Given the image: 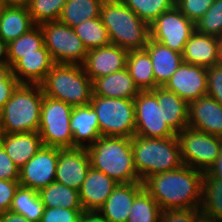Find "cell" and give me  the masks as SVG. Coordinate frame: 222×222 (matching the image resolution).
Returning a JSON list of instances; mask_svg holds the SVG:
<instances>
[{
  "label": "cell",
  "mask_w": 222,
  "mask_h": 222,
  "mask_svg": "<svg viewBox=\"0 0 222 222\" xmlns=\"http://www.w3.org/2000/svg\"><path fill=\"white\" fill-rule=\"evenodd\" d=\"M43 97L40 84H20L0 111V133L38 132Z\"/></svg>",
  "instance_id": "277c9868"
},
{
  "label": "cell",
  "mask_w": 222,
  "mask_h": 222,
  "mask_svg": "<svg viewBox=\"0 0 222 222\" xmlns=\"http://www.w3.org/2000/svg\"><path fill=\"white\" fill-rule=\"evenodd\" d=\"M5 5L3 3V0H0V13L4 9Z\"/></svg>",
  "instance_id": "f5cc1de1"
},
{
  "label": "cell",
  "mask_w": 222,
  "mask_h": 222,
  "mask_svg": "<svg viewBox=\"0 0 222 222\" xmlns=\"http://www.w3.org/2000/svg\"><path fill=\"white\" fill-rule=\"evenodd\" d=\"M144 49L152 61L155 88L164 86L182 64V54L151 38Z\"/></svg>",
  "instance_id": "cb8c5ba5"
},
{
  "label": "cell",
  "mask_w": 222,
  "mask_h": 222,
  "mask_svg": "<svg viewBox=\"0 0 222 222\" xmlns=\"http://www.w3.org/2000/svg\"><path fill=\"white\" fill-rule=\"evenodd\" d=\"M201 213L200 208L161 211L159 222H196Z\"/></svg>",
  "instance_id": "7bdbcfd3"
},
{
  "label": "cell",
  "mask_w": 222,
  "mask_h": 222,
  "mask_svg": "<svg viewBox=\"0 0 222 222\" xmlns=\"http://www.w3.org/2000/svg\"><path fill=\"white\" fill-rule=\"evenodd\" d=\"M83 209L45 208L40 222H79Z\"/></svg>",
  "instance_id": "60d3db41"
},
{
  "label": "cell",
  "mask_w": 222,
  "mask_h": 222,
  "mask_svg": "<svg viewBox=\"0 0 222 222\" xmlns=\"http://www.w3.org/2000/svg\"><path fill=\"white\" fill-rule=\"evenodd\" d=\"M73 29L87 51L111 44L108 31L100 17L82 21L79 25L73 27Z\"/></svg>",
  "instance_id": "836d02e7"
},
{
  "label": "cell",
  "mask_w": 222,
  "mask_h": 222,
  "mask_svg": "<svg viewBox=\"0 0 222 222\" xmlns=\"http://www.w3.org/2000/svg\"><path fill=\"white\" fill-rule=\"evenodd\" d=\"M143 188V182L117 184L98 211L109 222H127L134 199Z\"/></svg>",
  "instance_id": "ffe728a7"
},
{
  "label": "cell",
  "mask_w": 222,
  "mask_h": 222,
  "mask_svg": "<svg viewBox=\"0 0 222 222\" xmlns=\"http://www.w3.org/2000/svg\"><path fill=\"white\" fill-rule=\"evenodd\" d=\"M35 25L27 7L5 6L0 13V38L8 44Z\"/></svg>",
  "instance_id": "4316f807"
},
{
  "label": "cell",
  "mask_w": 222,
  "mask_h": 222,
  "mask_svg": "<svg viewBox=\"0 0 222 222\" xmlns=\"http://www.w3.org/2000/svg\"><path fill=\"white\" fill-rule=\"evenodd\" d=\"M70 130L73 134V148H87L101 137L97 114L90 104L73 107Z\"/></svg>",
  "instance_id": "603a6c76"
},
{
  "label": "cell",
  "mask_w": 222,
  "mask_h": 222,
  "mask_svg": "<svg viewBox=\"0 0 222 222\" xmlns=\"http://www.w3.org/2000/svg\"><path fill=\"white\" fill-rule=\"evenodd\" d=\"M2 215H3V211L0 210V222H1Z\"/></svg>",
  "instance_id": "db71d44e"
},
{
  "label": "cell",
  "mask_w": 222,
  "mask_h": 222,
  "mask_svg": "<svg viewBox=\"0 0 222 222\" xmlns=\"http://www.w3.org/2000/svg\"><path fill=\"white\" fill-rule=\"evenodd\" d=\"M44 45V36L40 25H35L28 32L7 44L8 61L12 67L24 54L38 53Z\"/></svg>",
  "instance_id": "d6a6232c"
},
{
  "label": "cell",
  "mask_w": 222,
  "mask_h": 222,
  "mask_svg": "<svg viewBox=\"0 0 222 222\" xmlns=\"http://www.w3.org/2000/svg\"><path fill=\"white\" fill-rule=\"evenodd\" d=\"M188 127L222 137V105L206 95L189 103Z\"/></svg>",
  "instance_id": "e0dca14e"
},
{
  "label": "cell",
  "mask_w": 222,
  "mask_h": 222,
  "mask_svg": "<svg viewBox=\"0 0 222 222\" xmlns=\"http://www.w3.org/2000/svg\"><path fill=\"white\" fill-rule=\"evenodd\" d=\"M183 61L205 68L221 63L220 40L218 37L203 34L196 30L192 33L182 53Z\"/></svg>",
  "instance_id": "ac0fdd59"
},
{
  "label": "cell",
  "mask_w": 222,
  "mask_h": 222,
  "mask_svg": "<svg viewBox=\"0 0 222 222\" xmlns=\"http://www.w3.org/2000/svg\"><path fill=\"white\" fill-rule=\"evenodd\" d=\"M44 36V46L57 64L82 65L87 55L81 39L74 29L60 21L40 25Z\"/></svg>",
  "instance_id": "9c48e42d"
},
{
  "label": "cell",
  "mask_w": 222,
  "mask_h": 222,
  "mask_svg": "<svg viewBox=\"0 0 222 222\" xmlns=\"http://www.w3.org/2000/svg\"><path fill=\"white\" fill-rule=\"evenodd\" d=\"M79 222H109L98 210L83 211Z\"/></svg>",
  "instance_id": "bcb514c9"
},
{
  "label": "cell",
  "mask_w": 222,
  "mask_h": 222,
  "mask_svg": "<svg viewBox=\"0 0 222 222\" xmlns=\"http://www.w3.org/2000/svg\"><path fill=\"white\" fill-rule=\"evenodd\" d=\"M215 0H176L175 6L189 20L196 23L212 6Z\"/></svg>",
  "instance_id": "f35d334b"
},
{
  "label": "cell",
  "mask_w": 222,
  "mask_h": 222,
  "mask_svg": "<svg viewBox=\"0 0 222 222\" xmlns=\"http://www.w3.org/2000/svg\"><path fill=\"white\" fill-rule=\"evenodd\" d=\"M204 173L185 164L143 181L162 211L201 208Z\"/></svg>",
  "instance_id": "6da1fadb"
},
{
  "label": "cell",
  "mask_w": 222,
  "mask_h": 222,
  "mask_svg": "<svg viewBox=\"0 0 222 222\" xmlns=\"http://www.w3.org/2000/svg\"><path fill=\"white\" fill-rule=\"evenodd\" d=\"M67 0H30L29 14L36 25L59 21Z\"/></svg>",
  "instance_id": "8d00e7d4"
},
{
  "label": "cell",
  "mask_w": 222,
  "mask_h": 222,
  "mask_svg": "<svg viewBox=\"0 0 222 222\" xmlns=\"http://www.w3.org/2000/svg\"><path fill=\"white\" fill-rule=\"evenodd\" d=\"M9 65L7 43L3 42L0 38V66Z\"/></svg>",
  "instance_id": "681fc988"
},
{
  "label": "cell",
  "mask_w": 222,
  "mask_h": 222,
  "mask_svg": "<svg viewBox=\"0 0 222 222\" xmlns=\"http://www.w3.org/2000/svg\"><path fill=\"white\" fill-rule=\"evenodd\" d=\"M194 31L195 23L182 14L176 6L161 13L150 24L151 39L181 54Z\"/></svg>",
  "instance_id": "7c38bea8"
},
{
  "label": "cell",
  "mask_w": 222,
  "mask_h": 222,
  "mask_svg": "<svg viewBox=\"0 0 222 222\" xmlns=\"http://www.w3.org/2000/svg\"><path fill=\"white\" fill-rule=\"evenodd\" d=\"M20 170L0 144V180L19 181Z\"/></svg>",
  "instance_id": "ee69618b"
},
{
  "label": "cell",
  "mask_w": 222,
  "mask_h": 222,
  "mask_svg": "<svg viewBox=\"0 0 222 222\" xmlns=\"http://www.w3.org/2000/svg\"><path fill=\"white\" fill-rule=\"evenodd\" d=\"M201 211L222 222V178L204 172Z\"/></svg>",
  "instance_id": "1f68e13d"
},
{
  "label": "cell",
  "mask_w": 222,
  "mask_h": 222,
  "mask_svg": "<svg viewBox=\"0 0 222 222\" xmlns=\"http://www.w3.org/2000/svg\"><path fill=\"white\" fill-rule=\"evenodd\" d=\"M59 148L42 146L20 170V186L40 191L55 182Z\"/></svg>",
  "instance_id": "4fadbf2b"
},
{
  "label": "cell",
  "mask_w": 222,
  "mask_h": 222,
  "mask_svg": "<svg viewBox=\"0 0 222 222\" xmlns=\"http://www.w3.org/2000/svg\"><path fill=\"white\" fill-rule=\"evenodd\" d=\"M5 6L28 7L30 0H3Z\"/></svg>",
  "instance_id": "f907efd6"
},
{
  "label": "cell",
  "mask_w": 222,
  "mask_h": 222,
  "mask_svg": "<svg viewBox=\"0 0 222 222\" xmlns=\"http://www.w3.org/2000/svg\"><path fill=\"white\" fill-rule=\"evenodd\" d=\"M161 208L143 188L135 197L127 222H159Z\"/></svg>",
  "instance_id": "e575fe53"
},
{
  "label": "cell",
  "mask_w": 222,
  "mask_h": 222,
  "mask_svg": "<svg viewBox=\"0 0 222 222\" xmlns=\"http://www.w3.org/2000/svg\"><path fill=\"white\" fill-rule=\"evenodd\" d=\"M139 92L127 68L93 81V96L134 99Z\"/></svg>",
  "instance_id": "d4e9b609"
},
{
  "label": "cell",
  "mask_w": 222,
  "mask_h": 222,
  "mask_svg": "<svg viewBox=\"0 0 222 222\" xmlns=\"http://www.w3.org/2000/svg\"><path fill=\"white\" fill-rule=\"evenodd\" d=\"M101 136L132 138L135 135L134 99L92 96Z\"/></svg>",
  "instance_id": "52a82bcc"
},
{
  "label": "cell",
  "mask_w": 222,
  "mask_h": 222,
  "mask_svg": "<svg viewBox=\"0 0 222 222\" xmlns=\"http://www.w3.org/2000/svg\"><path fill=\"white\" fill-rule=\"evenodd\" d=\"M38 193L45 208L83 209L79 191L66 185L52 182Z\"/></svg>",
  "instance_id": "f1b7e54d"
},
{
  "label": "cell",
  "mask_w": 222,
  "mask_h": 222,
  "mask_svg": "<svg viewBox=\"0 0 222 222\" xmlns=\"http://www.w3.org/2000/svg\"><path fill=\"white\" fill-rule=\"evenodd\" d=\"M131 147L134 166L142 182L149 176L183 165L177 136L146 138L134 135L131 138Z\"/></svg>",
  "instance_id": "5b68a950"
},
{
  "label": "cell",
  "mask_w": 222,
  "mask_h": 222,
  "mask_svg": "<svg viewBox=\"0 0 222 222\" xmlns=\"http://www.w3.org/2000/svg\"><path fill=\"white\" fill-rule=\"evenodd\" d=\"M207 70V95L222 105V62Z\"/></svg>",
  "instance_id": "b9f144b4"
},
{
  "label": "cell",
  "mask_w": 222,
  "mask_h": 222,
  "mask_svg": "<svg viewBox=\"0 0 222 222\" xmlns=\"http://www.w3.org/2000/svg\"><path fill=\"white\" fill-rule=\"evenodd\" d=\"M90 167L86 148H59L55 182L79 191Z\"/></svg>",
  "instance_id": "9a60e30c"
},
{
  "label": "cell",
  "mask_w": 222,
  "mask_h": 222,
  "mask_svg": "<svg viewBox=\"0 0 222 222\" xmlns=\"http://www.w3.org/2000/svg\"><path fill=\"white\" fill-rule=\"evenodd\" d=\"M212 177L222 178V139L219 148V154L216 162L213 166L207 171Z\"/></svg>",
  "instance_id": "7dc6e473"
},
{
  "label": "cell",
  "mask_w": 222,
  "mask_h": 222,
  "mask_svg": "<svg viewBox=\"0 0 222 222\" xmlns=\"http://www.w3.org/2000/svg\"><path fill=\"white\" fill-rule=\"evenodd\" d=\"M0 144L19 170L43 146L39 132L0 133Z\"/></svg>",
  "instance_id": "7402d4cb"
},
{
  "label": "cell",
  "mask_w": 222,
  "mask_h": 222,
  "mask_svg": "<svg viewBox=\"0 0 222 222\" xmlns=\"http://www.w3.org/2000/svg\"><path fill=\"white\" fill-rule=\"evenodd\" d=\"M219 40H220V58L222 61V37H220Z\"/></svg>",
  "instance_id": "816d5d0a"
},
{
  "label": "cell",
  "mask_w": 222,
  "mask_h": 222,
  "mask_svg": "<svg viewBox=\"0 0 222 222\" xmlns=\"http://www.w3.org/2000/svg\"><path fill=\"white\" fill-rule=\"evenodd\" d=\"M19 186V181L0 180V210L9 211Z\"/></svg>",
  "instance_id": "f6af8a7d"
},
{
  "label": "cell",
  "mask_w": 222,
  "mask_h": 222,
  "mask_svg": "<svg viewBox=\"0 0 222 222\" xmlns=\"http://www.w3.org/2000/svg\"><path fill=\"white\" fill-rule=\"evenodd\" d=\"M1 222H32L26 219L21 214H16L11 211L3 212Z\"/></svg>",
  "instance_id": "c3c4849f"
},
{
  "label": "cell",
  "mask_w": 222,
  "mask_h": 222,
  "mask_svg": "<svg viewBox=\"0 0 222 222\" xmlns=\"http://www.w3.org/2000/svg\"><path fill=\"white\" fill-rule=\"evenodd\" d=\"M55 64L50 52L43 45L38 53L24 54L12 66V73L21 84H41Z\"/></svg>",
  "instance_id": "d6986e66"
},
{
  "label": "cell",
  "mask_w": 222,
  "mask_h": 222,
  "mask_svg": "<svg viewBox=\"0 0 222 222\" xmlns=\"http://www.w3.org/2000/svg\"><path fill=\"white\" fill-rule=\"evenodd\" d=\"M197 32L222 37V0H215L212 6L195 23Z\"/></svg>",
  "instance_id": "74e56055"
},
{
  "label": "cell",
  "mask_w": 222,
  "mask_h": 222,
  "mask_svg": "<svg viewBox=\"0 0 222 222\" xmlns=\"http://www.w3.org/2000/svg\"><path fill=\"white\" fill-rule=\"evenodd\" d=\"M20 84L13 75L10 65L0 66V111Z\"/></svg>",
  "instance_id": "ab89813d"
},
{
  "label": "cell",
  "mask_w": 222,
  "mask_h": 222,
  "mask_svg": "<svg viewBox=\"0 0 222 222\" xmlns=\"http://www.w3.org/2000/svg\"><path fill=\"white\" fill-rule=\"evenodd\" d=\"M117 184L105 173L90 167L79 190L83 211L98 210L106 202Z\"/></svg>",
  "instance_id": "44dd1931"
},
{
  "label": "cell",
  "mask_w": 222,
  "mask_h": 222,
  "mask_svg": "<svg viewBox=\"0 0 222 222\" xmlns=\"http://www.w3.org/2000/svg\"><path fill=\"white\" fill-rule=\"evenodd\" d=\"M177 138L183 164L204 173L216 162L222 137L186 127Z\"/></svg>",
  "instance_id": "30bf717a"
},
{
  "label": "cell",
  "mask_w": 222,
  "mask_h": 222,
  "mask_svg": "<svg viewBox=\"0 0 222 222\" xmlns=\"http://www.w3.org/2000/svg\"><path fill=\"white\" fill-rule=\"evenodd\" d=\"M100 18L111 44L132 51L144 49L150 39V25L121 0H104Z\"/></svg>",
  "instance_id": "3957f363"
},
{
  "label": "cell",
  "mask_w": 222,
  "mask_h": 222,
  "mask_svg": "<svg viewBox=\"0 0 222 222\" xmlns=\"http://www.w3.org/2000/svg\"><path fill=\"white\" fill-rule=\"evenodd\" d=\"M163 87L189 104L207 95V70L183 61Z\"/></svg>",
  "instance_id": "5bb4252c"
},
{
  "label": "cell",
  "mask_w": 222,
  "mask_h": 222,
  "mask_svg": "<svg viewBox=\"0 0 222 222\" xmlns=\"http://www.w3.org/2000/svg\"><path fill=\"white\" fill-rule=\"evenodd\" d=\"M72 109L65 102L44 95L38 130L44 146L73 148Z\"/></svg>",
  "instance_id": "ba28073f"
},
{
  "label": "cell",
  "mask_w": 222,
  "mask_h": 222,
  "mask_svg": "<svg viewBox=\"0 0 222 222\" xmlns=\"http://www.w3.org/2000/svg\"><path fill=\"white\" fill-rule=\"evenodd\" d=\"M44 210L38 191L23 186L18 187L9 209L32 222H40Z\"/></svg>",
  "instance_id": "4dcf8cb0"
},
{
  "label": "cell",
  "mask_w": 222,
  "mask_h": 222,
  "mask_svg": "<svg viewBox=\"0 0 222 222\" xmlns=\"http://www.w3.org/2000/svg\"><path fill=\"white\" fill-rule=\"evenodd\" d=\"M156 98L165 114L166 124L177 135L188 127L189 104L173 91L156 87Z\"/></svg>",
  "instance_id": "484cf974"
},
{
  "label": "cell",
  "mask_w": 222,
  "mask_h": 222,
  "mask_svg": "<svg viewBox=\"0 0 222 222\" xmlns=\"http://www.w3.org/2000/svg\"><path fill=\"white\" fill-rule=\"evenodd\" d=\"M126 68L140 91L155 89L153 65L145 49L129 51Z\"/></svg>",
  "instance_id": "83f0119b"
},
{
  "label": "cell",
  "mask_w": 222,
  "mask_h": 222,
  "mask_svg": "<svg viewBox=\"0 0 222 222\" xmlns=\"http://www.w3.org/2000/svg\"><path fill=\"white\" fill-rule=\"evenodd\" d=\"M149 25L163 12L172 9L176 0H121Z\"/></svg>",
  "instance_id": "d590c367"
},
{
  "label": "cell",
  "mask_w": 222,
  "mask_h": 222,
  "mask_svg": "<svg viewBox=\"0 0 222 222\" xmlns=\"http://www.w3.org/2000/svg\"><path fill=\"white\" fill-rule=\"evenodd\" d=\"M104 0H67L59 21L70 27L100 17Z\"/></svg>",
  "instance_id": "f546056e"
},
{
  "label": "cell",
  "mask_w": 222,
  "mask_h": 222,
  "mask_svg": "<svg viewBox=\"0 0 222 222\" xmlns=\"http://www.w3.org/2000/svg\"><path fill=\"white\" fill-rule=\"evenodd\" d=\"M40 85L45 96L72 107L89 105L93 96V82L78 64L56 63Z\"/></svg>",
  "instance_id": "8992f818"
},
{
  "label": "cell",
  "mask_w": 222,
  "mask_h": 222,
  "mask_svg": "<svg viewBox=\"0 0 222 222\" xmlns=\"http://www.w3.org/2000/svg\"><path fill=\"white\" fill-rule=\"evenodd\" d=\"M135 135L146 138L177 136L166 124L163 108L158 105L156 88L140 91L134 98Z\"/></svg>",
  "instance_id": "8fae6325"
},
{
  "label": "cell",
  "mask_w": 222,
  "mask_h": 222,
  "mask_svg": "<svg viewBox=\"0 0 222 222\" xmlns=\"http://www.w3.org/2000/svg\"><path fill=\"white\" fill-rule=\"evenodd\" d=\"M128 53V50L114 44L90 49L82 66L93 82L97 78L125 69Z\"/></svg>",
  "instance_id": "2e32d148"
},
{
  "label": "cell",
  "mask_w": 222,
  "mask_h": 222,
  "mask_svg": "<svg viewBox=\"0 0 222 222\" xmlns=\"http://www.w3.org/2000/svg\"><path fill=\"white\" fill-rule=\"evenodd\" d=\"M86 149L91 167L118 184L142 182L134 166L131 138L101 136Z\"/></svg>",
  "instance_id": "7a4b0ae2"
}]
</instances>
